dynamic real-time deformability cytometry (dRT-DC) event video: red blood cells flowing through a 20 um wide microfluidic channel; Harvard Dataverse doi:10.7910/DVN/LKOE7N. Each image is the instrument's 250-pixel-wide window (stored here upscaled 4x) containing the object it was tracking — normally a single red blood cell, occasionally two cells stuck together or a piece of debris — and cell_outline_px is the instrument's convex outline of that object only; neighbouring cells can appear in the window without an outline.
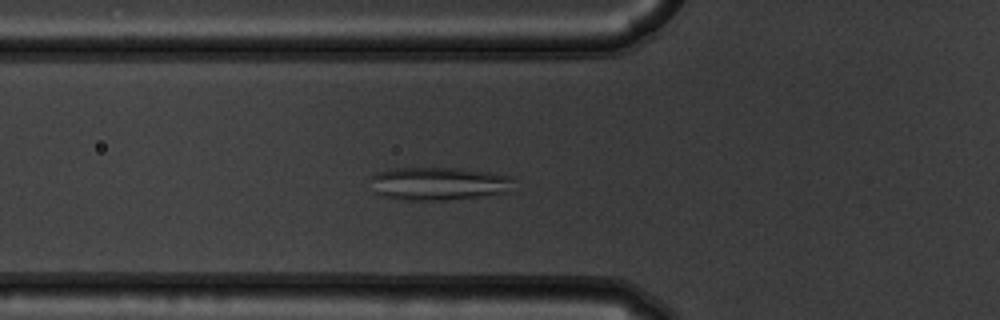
{"species": "common noctule bat (a hibernating species)", "species_latin": "Nyctalus noctula", "temperature_condition": "warm", "stored_images_in_passage": 54, "camera_frame_rate_fps": 3000, "um_per_image_px": 0.085, "animal": {"sex": "male", "body_mass_g": 19.5, "forearm_length_mm": 54.6}, "frame": {"image": 1, "passage_image": 19, "time_ms": 6.0, "image_size_px": [1000, 320], "cell_outline_px": [[512, 192], [480, 196], [444, 200], [400, 200], [384, 196], [376, 192], [372, 176], [376, 172], [392, 168], [456, 168], [492, 172], [512, 176]], "centroid_in_image_um": [37.35, 15.6], "position_along_channel_um": 88.5, "area_um2": 27.63}}
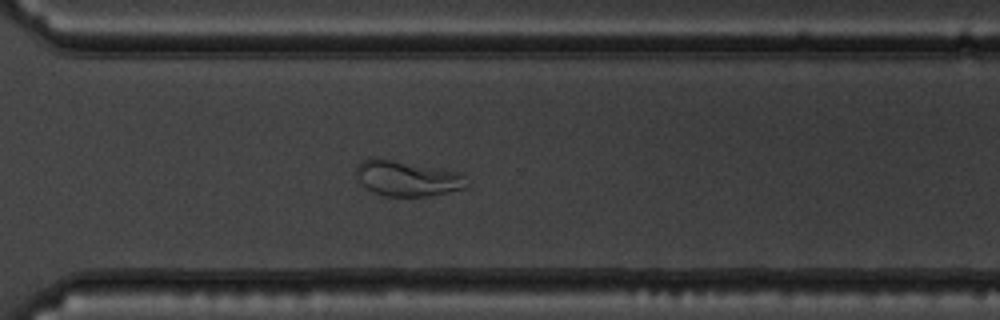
{"frame": {"image": 2, "passage_image": 39, "time_ms": 12.667, "image_size_px": [1000, 320], "cell_outline_px": [[468, 188], [428, 196], [384, 196], [372, 192], [360, 184], [356, 176], [356, 168], [368, 156], [380, 156], [464, 172], [468, 184]], "centroid_in_image_um": [34.63, 15.12], "position_along_channel_um": 336.0, "area_um2": 23.87}}
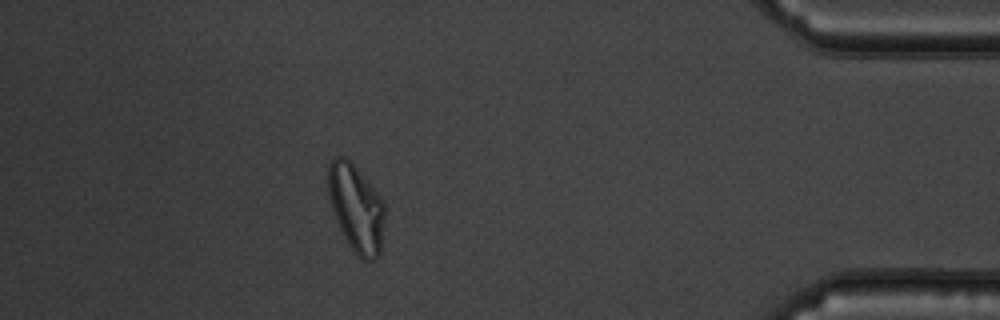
{"frame": {"image": 3, "passage_image": 48, "time_ms": 15.667, "image_size_px": [1000, 320], "cell_outline_px": [[384, 220], [380, 256], [372, 260], [364, 260], [348, 244], [336, 220], [332, 208], [328, 192], [328, 164], [336, 156], [344, 156], [356, 168], [380, 196], [384, 204]], "centroid_in_image_um": [30.27, 17.69], "position_along_channel_um": 404.9, "area_um2": 28.38}, "authors_computed_cell_mechanics": {"area_um2": 28.033, "velocity_mm_per_s": 3.7111, "shape_relaxation_time_tau1_ms": null, "shape_relaxation_time_tau2_ms": 1.2392, "deformation_change_tau1": null, "deformation_change_tau2": 0.0697}}